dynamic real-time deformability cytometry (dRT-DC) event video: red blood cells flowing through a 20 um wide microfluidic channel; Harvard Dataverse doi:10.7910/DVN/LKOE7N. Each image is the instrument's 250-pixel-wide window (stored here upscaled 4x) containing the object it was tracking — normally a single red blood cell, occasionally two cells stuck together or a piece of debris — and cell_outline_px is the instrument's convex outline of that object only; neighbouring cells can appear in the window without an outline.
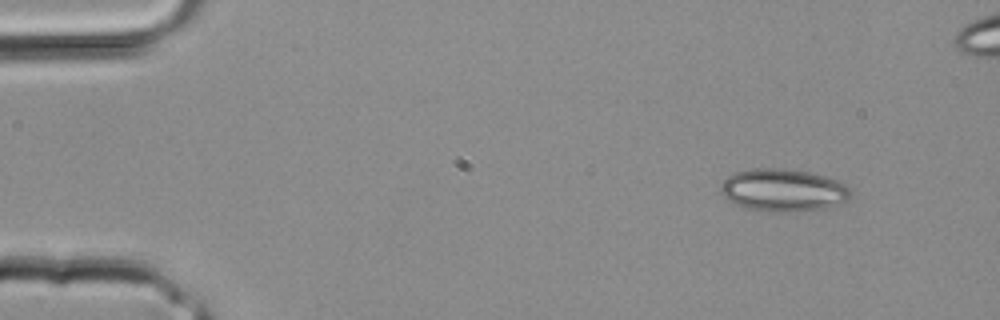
{"species": "common noctule bat (a hibernating species)", "species_latin": "Nyctalus noctula", "temperature_condition": "room temperature", "stored_images_in_passage": 34, "segment_of_instrument_passage": [1, 2], "camera_frame_rate_fps": 3000, "um_per_image_px": 0.085, "animal": {"sex": "male", "body_mass_g": 20.4}, "frame": {"image": 1, "passage_image": 3, "time_ms": 0.667, "image_size_px": [1000, 320], "cell_outline_px": [[852, 196], [848, 200], [824, 208], [800, 212], [764, 212], [744, 208], [728, 200], [720, 192], [720, 188], [724, 180], [728, 176], [736, 172], [752, 168], [784, 168], [808, 172], [840, 180], [848, 188]], "centroid_in_image_um": [66.56, 16.17], "position_along_channel_um": 18.4, "area_um2": 32.54}}
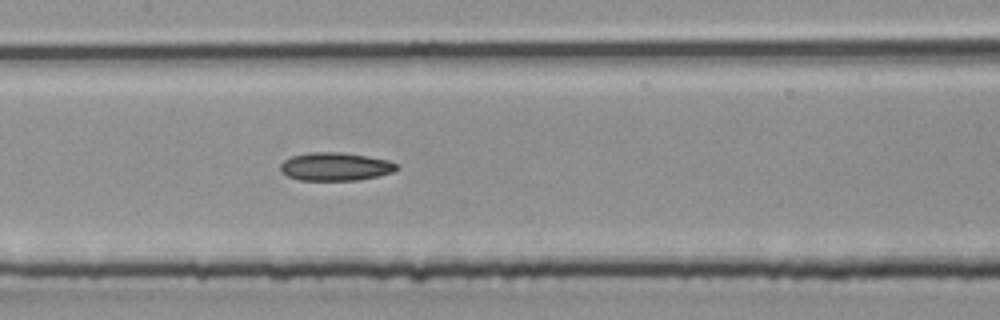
{"frame": {"image": 2, "passage_image": 16, "time_ms": 5.0, "image_size_px": [1000, 320], "cell_outline_px": [[400, 168], [392, 172], [376, 176], [356, 180], [300, 180], [288, 176], [280, 172], [280, 164], [284, 160], [292, 156], [308, 152], [344, 152], [368, 156], [388, 160], [396, 164]], "centroid_in_image_um": [28.48, 14.15], "position_along_channel_um": 178.9, "area_um2": 19.13}}
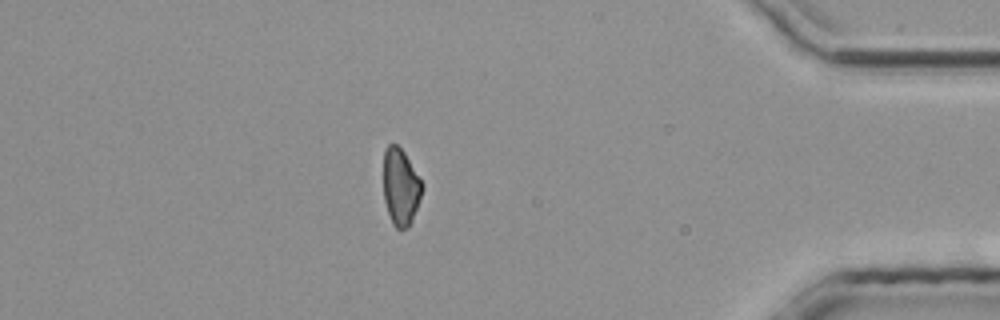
{"frame": {"image": 3, "passage_image": 29, "time_ms": 9.333, "image_size_px": [1000, 320], "cell_outline_px": [[424, 188], [412, 220], [408, 228], [396, 228], [392, 224], [384, 200], [384, 148], [388, 144], [396, 144], [404, 152], [424, 184]], "centroid_in_image_um": [34.06, 15.88], "position_along_channel_um": 401.1, "area_um2": 17.34}}